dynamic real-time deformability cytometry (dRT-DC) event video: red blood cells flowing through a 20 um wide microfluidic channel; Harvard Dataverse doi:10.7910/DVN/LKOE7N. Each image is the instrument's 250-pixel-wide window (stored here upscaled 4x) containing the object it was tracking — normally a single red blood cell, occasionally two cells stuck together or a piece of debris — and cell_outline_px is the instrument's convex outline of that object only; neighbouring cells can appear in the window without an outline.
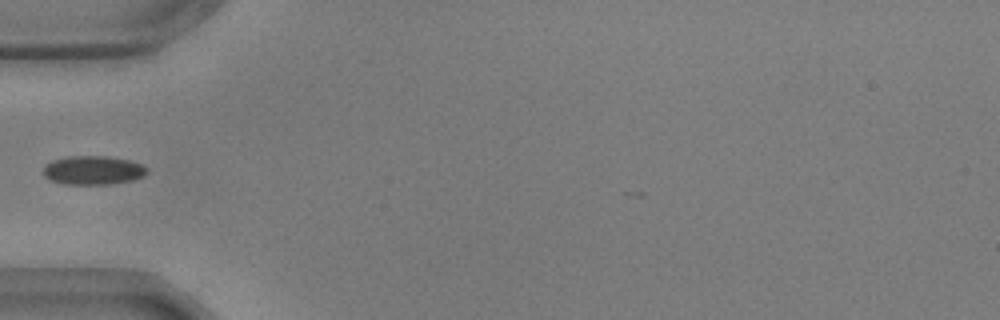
{"species": "common noctule bat (a hibernating species)", "species_latin": "Nyctalus noctula", "temperature_condition": "warm", "stored_images_in_passage": 36, "camera_frame_rate_fps": 3000, "um_per_image_px": 0.085, "animal": {"sex": "male", "body_mass_g": 17.9, "forearm_length_mm": 54.2}, "frame": {"image": 1, "passage_image": 1, "time_ms": 0.0, "image_size_px": [1000, 320], "cell_outline_px": [[148, 172], [144, 176], [132, 180], [108, 184], [64, 184], [52, 180], [44, 176], [44, 164], [52, 160], [64, 156], [108, 156], [128, 160], [140, 164], [148, 168]], "centroid_in_image_um": [7.9, 14.46], "position_along_channel_um": 77.1, "area_um2": 17.46}}